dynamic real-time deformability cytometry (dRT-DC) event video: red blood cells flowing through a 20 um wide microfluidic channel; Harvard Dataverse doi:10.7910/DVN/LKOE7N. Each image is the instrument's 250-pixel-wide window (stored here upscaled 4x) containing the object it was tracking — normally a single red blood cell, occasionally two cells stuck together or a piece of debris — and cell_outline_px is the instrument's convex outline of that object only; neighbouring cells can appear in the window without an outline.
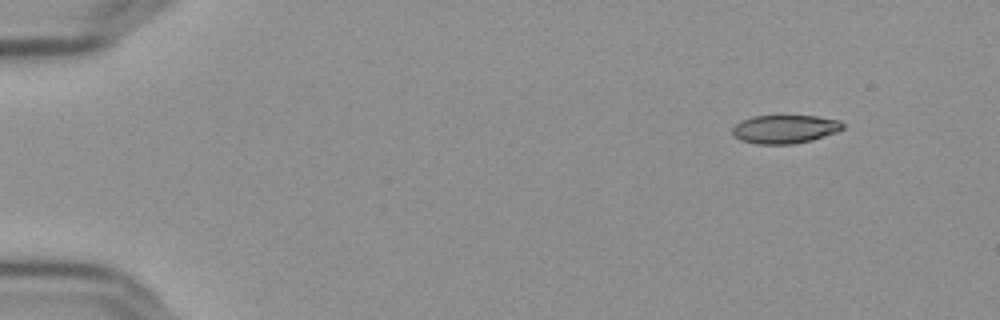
{"species": "Egyptian fruit bat (a non-hibernating species)", "species_latin": "Rousettus aegyptiacus", "temperature_condition": "cold", "stored_images_in_passage": 51, "camera_frame_rate_fps": 3000, "um_per_image_px": 0.085, "frame": {"image": 1, "passage_image": 1, "time_ms": 0.0, "image_size_px": [1000, 320], "cell_outline_px": [[844, 128], [836, 132], [812, 140], [792, 144], [756, 144], [740, 140], [732, 136], [732, 128], [740, 120], [752, 116], [816, 116], [840, 120], [844, 124]], "centroid_in_image_um": [66.68, 10.97], "position_along_channel_um": 18.3, "area_um2": 18.44}}
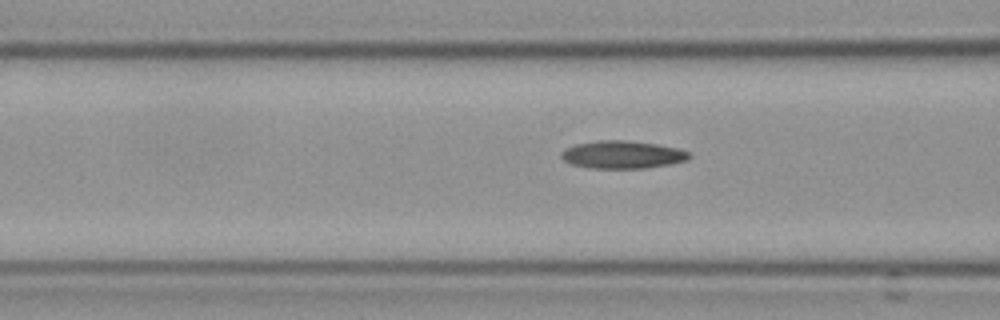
{"frame": {"image": 2, "passage_image": 18, "time_ms": 5.667, "image_size_px": [1000, 320], "cell_outline_px": [[692, 156], [688, 160], [672, 164], [644, 168], [588, 168], [572, 164], [564, 160], [560, 156], [560, 152], [564, 148], [576, 144], [596, 140], [628, 140], [656, 144], [680, 148], [692, 152]], "centroid_in_image_um": [52.94, 13.14], "position_along_channel_um": 113.7, "area_um2": 21.04}}
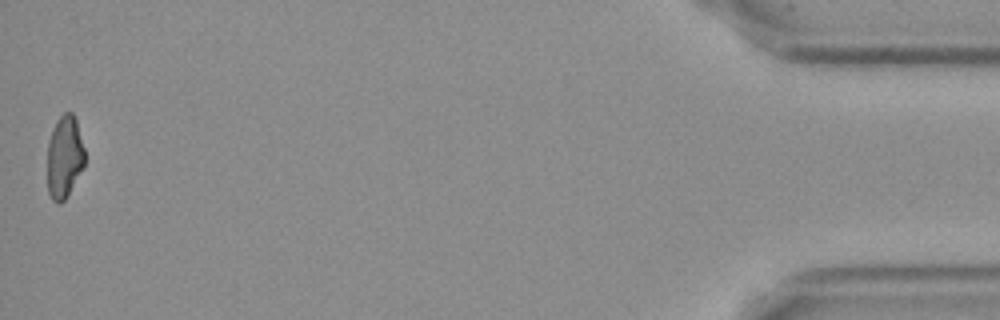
{"frame": {"image": 3, "passage_image": 51, "time_ms": 16.667, "image_size_px": [1000, 320], "cell_outline_px": [[84, 164], [64, 200], [60, 204], [56, 204], [52, 200], [48, 192], [48, 140], [52, 128], [56, 120], [64, 112], [72, 112], [76, 120], [84, 148]], "centroid_in_image_um": [5.45, 13.31], "position_along_channel_um": 429.7, "area_um2": 17.8}, "authors_computed_cell_mechanics": {"area_um2": 19.5942, "velocity_mm_per_s": 3.6562, "shape_relaxation_time_tau1_ms": null, "shape_relaxation_time_tau2_ms": 4.2084, "deformation_change_tau1": null, "deformation_change_tau2": 0.1059}}